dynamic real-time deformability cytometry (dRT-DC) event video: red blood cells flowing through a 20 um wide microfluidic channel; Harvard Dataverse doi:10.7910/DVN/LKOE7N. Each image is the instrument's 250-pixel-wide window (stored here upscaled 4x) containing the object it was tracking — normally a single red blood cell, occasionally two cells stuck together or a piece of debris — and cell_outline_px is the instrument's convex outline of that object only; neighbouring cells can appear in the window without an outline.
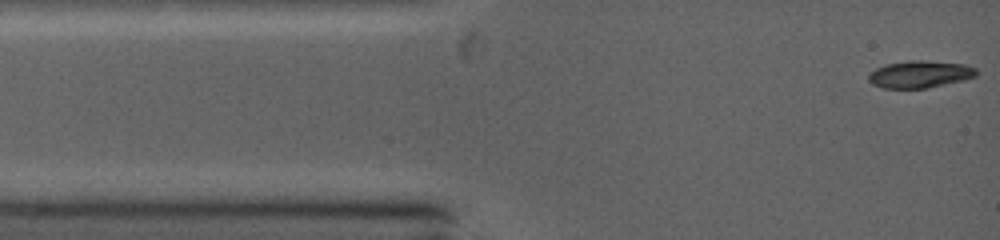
{"species": "common noctule bat (a hibernating species)", "species_latin": "Nyctalus noctula", "temperature_condition": "warm", "stored_images_in_passage": 33, "camera_frame_rate_fps": 5000, "um_per_image_px": 0.085, "animal": {"sex": "female", "body_mass_g": 19.0, "forearm_length_mm": 53.3}, "frame": {"image": 1, "passage_image": 1, "time_ms": 0.0, "image_size_px": [1000, 240], "cell_outline_px": [[976, 76], [960, 80], [924, 88], [884, 88], [872, 84], [868, 80], [868, 76], [876, 68], [888, 64], [912, 60], [960, 64], [976, 68]], "centroid_in_image_um": [78.13, 6.32], "position_along_channel_um": 6.9, "area_um2": 16.36}}
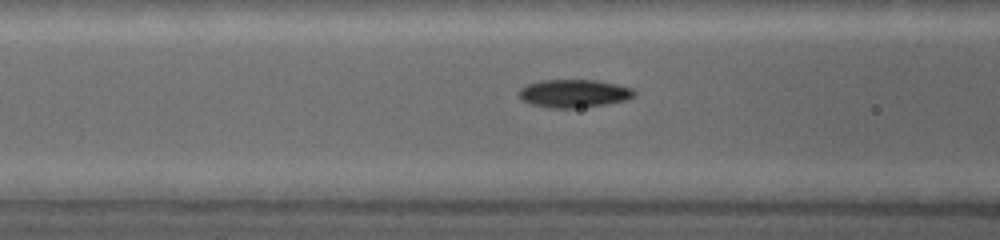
{"frame": {"image": 2, "passage_image": 20, "time_ms": 3.8, "image_size_px": [1000, 240], "cell_outline_px": [[632, 96], [624, 100], [604, 104], [576, 108], [552, 108], [532, 104], [524, 100], [520, 96], [520, 88], [528, 84], [544, 80], [592, 80], [612, 84], [628, 88], [632, 92]], "centroid_in_image_um": [48.7, 7.95], "position_along_channel_um": 117.9, "area_um2": 18.03}}
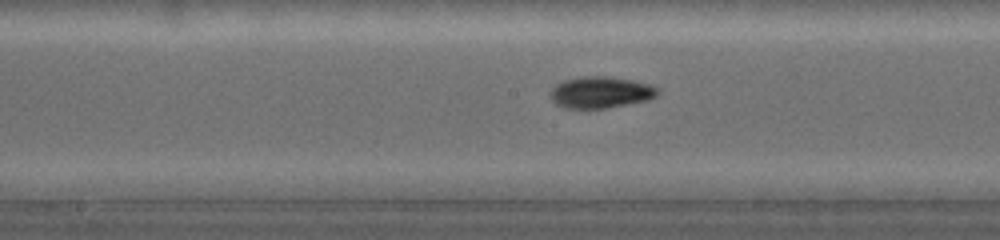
{"frame": {"image": 3, "passage_image": 29, "time_ms": 5.6, "image_size_px": [1000, 240], "cell_outline_px": [[656, 96], [648, 100], [608, 108], [564, 108], [556, 104], [552, 100], [552, 88], [568, 80], [592, 76], [604, 76], [628, 80], [644, 84], [656, 88]], "centroid_in_image_um": [51.04, 7.88], "position_along_channel_um": 197.2, "area_um2": 18.84}}